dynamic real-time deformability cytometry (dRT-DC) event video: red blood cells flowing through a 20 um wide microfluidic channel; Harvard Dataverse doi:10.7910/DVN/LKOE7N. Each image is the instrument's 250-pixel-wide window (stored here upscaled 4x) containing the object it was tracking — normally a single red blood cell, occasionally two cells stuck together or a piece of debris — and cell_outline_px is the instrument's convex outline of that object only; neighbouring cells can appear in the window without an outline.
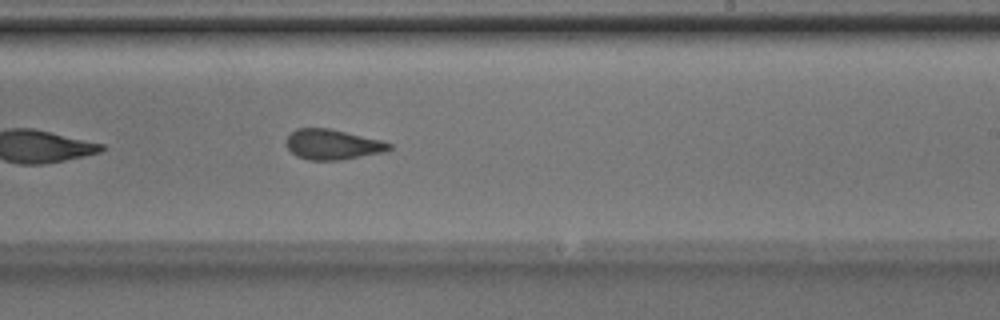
{"species": "Egyptian fruit bat (a non-hibernating species)", "species_latin": "Rousettus aegyptiacus", "temperature_condition": "room temperature", "stored_images_in_passage": 22, "camera_frame_rate_fps": 3000, "um_per_image_px": 0.085, "animal": {"sex": "male"}, "frame": {"image": 1, "passage_image": 16, "time_ms": 5.0, "image_size_px": [1000, 320], "cell_outline_px": [[392, 148], [388, 152], [340, 160], [308, 160], [296, 156], [284, 144], [288, 136], [296, 128], [328, 128], [384, 140], [392, 144]], "centroid_in_image_um": [28.31, 12.28], "position_along_channel_um": 260.7, "area_um2": 18.44}}